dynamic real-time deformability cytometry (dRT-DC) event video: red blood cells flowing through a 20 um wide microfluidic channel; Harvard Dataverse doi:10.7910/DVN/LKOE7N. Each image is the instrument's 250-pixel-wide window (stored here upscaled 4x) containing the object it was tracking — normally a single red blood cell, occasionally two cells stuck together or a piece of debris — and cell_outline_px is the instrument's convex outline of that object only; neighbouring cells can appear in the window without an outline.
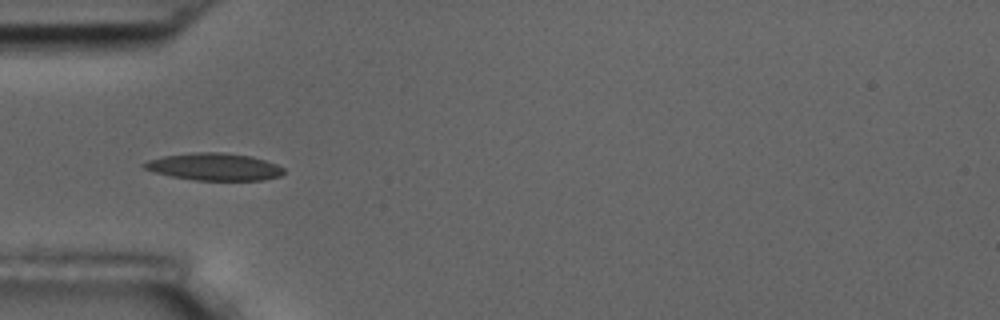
{"species": "common noctule bat (a hibernating species)", "species_latin": "Nyctalus noctula", "temperature_condition": "room temperature", "stored_images_in_passage": 4, "camera_frame_rate_fps": 3000, "um_per_image_px": 0.085, "animal": {"sex": "male", "body_mass_g": 17.5, "forearm_length_mm": 52.3}, "frame": {"image": 1, "passage_image": 3, "time_ms": 2.333, "image_size_px": [1000, 320], "cell_outline_px": [[284, 172], [280, 176], [264, 180], [196, 180], [172, 176], [156, 172], [144, 168], [140, 164], [148, 160], [164, 156], [196, 152], [224, 152], [252, 156], [276, 164], [284, 168]], "centroid_in_image_um": [18.23, 14.17], "position_along_channel_um": 66.8, "area_um2": 22.08}}